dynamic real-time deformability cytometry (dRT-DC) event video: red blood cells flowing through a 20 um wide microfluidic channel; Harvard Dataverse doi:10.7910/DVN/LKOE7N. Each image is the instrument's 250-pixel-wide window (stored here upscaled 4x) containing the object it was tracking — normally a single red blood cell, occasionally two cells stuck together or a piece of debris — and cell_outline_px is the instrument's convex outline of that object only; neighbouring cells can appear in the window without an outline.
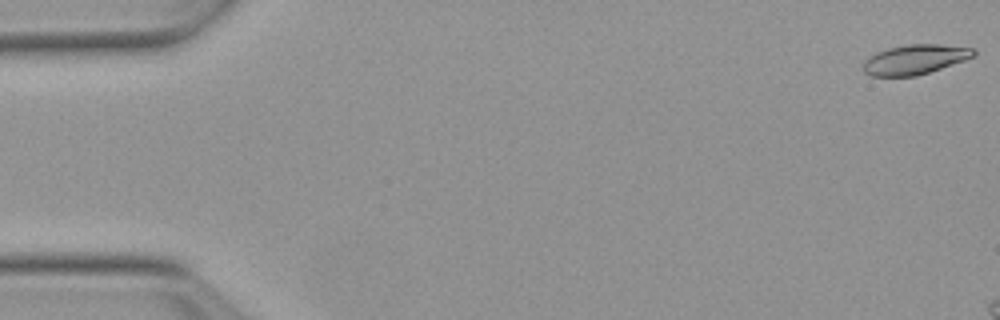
{"species": "Egyptian fruit bat (a non-hibernating species)", "species_latin": "Rousettus aegyptiacus", "temperature_condition": "warm", "stored_images_in_passage": 13, "camera_frame_rate_fps": 3000, "um_per_image_px": 0.085, "animal": {"sex": "female"}, "frame": {"image": 1, "passage_image": 1, "time_ms": 0.0, "image_size_px": [1000, 320], "cell_outline_px": [[976, 56], [916, 76], [872, 76], [864, 72], [864, 60], [868, 56], [876, 52], [888, 48], [908, 44], [936, 44], [976, 48]], "centroid_in_image_um": [77.77, 5.04], "position_along_channel_um": 7.2, "area_um2": 19.07}}